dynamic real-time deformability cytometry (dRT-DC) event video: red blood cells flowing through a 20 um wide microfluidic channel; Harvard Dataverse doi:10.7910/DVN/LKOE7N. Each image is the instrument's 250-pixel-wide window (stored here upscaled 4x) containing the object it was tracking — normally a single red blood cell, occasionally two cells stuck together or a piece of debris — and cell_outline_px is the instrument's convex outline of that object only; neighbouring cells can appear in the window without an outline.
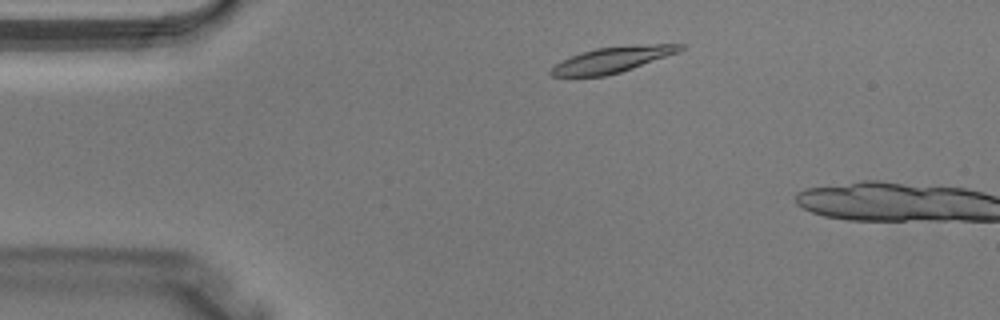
{"species": "Egyptian fruit bat (a non-hibernating species)", "species_latin": "Rousettus aegyptiacus", "temperature_condition": "warm", "stored_images_in_passage": 5, "camera_frame_rate_fps": 3000, "um_per_image_px": 0.085, "animal": {"sex": "male"}, "frame": {"image": 1, "passage_image": 3, "time_ms": 0.667, "image_size_px": [1000, 320], "cell_outline_px": [[684, 48], [680, 52], [620, 72], [604, 76], [552, 76], [548, 72], [556, 64], [580, 52], [596, 48], [652, 44], [684, 44]], "centroid_in_image_um": [52.07, 5.07], "position_along_channel_um": 32.9, "area_um2": 19.02}}